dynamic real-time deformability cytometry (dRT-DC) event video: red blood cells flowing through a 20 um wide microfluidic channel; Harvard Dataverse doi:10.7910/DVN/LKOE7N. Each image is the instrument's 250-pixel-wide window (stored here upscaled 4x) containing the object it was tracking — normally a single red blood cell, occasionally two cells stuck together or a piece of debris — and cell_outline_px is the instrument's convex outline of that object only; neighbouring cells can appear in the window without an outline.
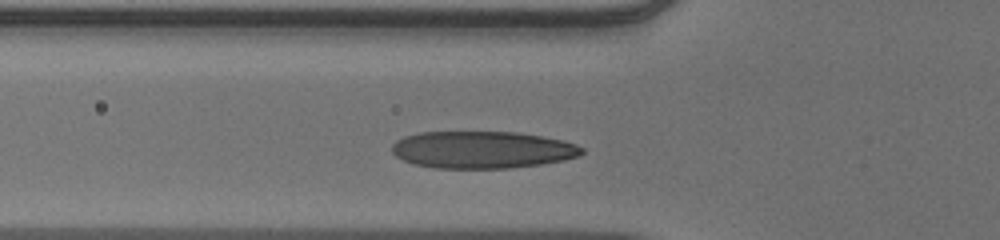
{"species": "human", "species_latin": "Homo sapiens", "temperature_condition": "warm", "stored_images_in_passage": 26, "camera_frame_rate_fps": 3000, "um_per_image_px": 0.085, "donor": {"sex": "male"}, "frame": {"image": 1, "passage_image": 2, "time_ms": 0.333, "image_size_px": [1000, 240], "cell_outline_px": [[584, 152], [580, 156], [564, 160], [540, 164], [512, 168], [432, 168], [416, 164], [404, 160], [396, 156], [392, 152], [392, 144], [396, 140], [404, 136], [420, 132], [516, 132], [544, 136], [564, 140], [576, 144], [584, 148]], "centroid_in_image_um": [41.02, 12.72], "position_along_channel_um": 84.8, "area_um2": 41.38}}
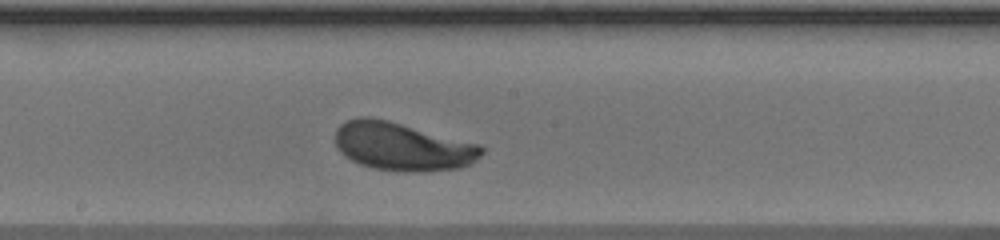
{"frame": {"image": 2, "passage_image": 12, "time_ms": 3.667, "image_size_px": [1000, 240], "cell_outline_px": [[484, 152], [472, 164], [460, 168], [424, 172], [404, 172], [376, 168], [360, 164], [352, 160], [340, 152], [336, 148], [336, 128], [340, 124], [348, 120], [360, 116], [368, 116], [388, 120], [480, 144], [484, 148]], "centroid_in_image_um": [34.22, 12.45], "position_along_channel_um": 214.0, "area_um2": 41.33}}
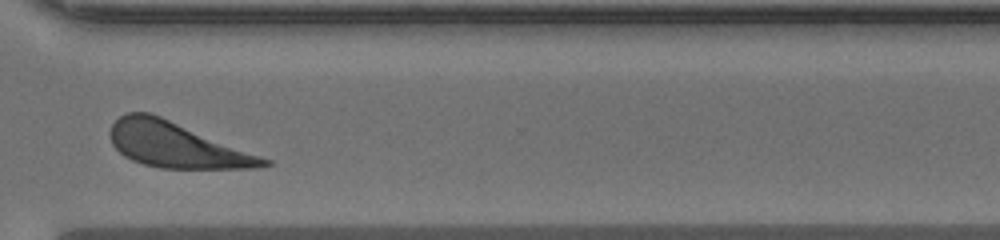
{"frame": {"image": 3, "passage_image": 23, "time_ms": 7.333, "image_size_px": [1000, 240], "cell_outline_px": [[272, 164], [256, 168], [160, 168], [144, 164], [132, 160], [124, 156], [112, 144], [108, 132], [112, 124], [120, 116], [128, 112], [148, 112], [160, 116], [272, 160]], "centroid_in_image_um": [14.97, 12.32], "position_along_channel_um": 355.6, "area_um2": 40.11}, "authors_computed_cell_mechanics": {"area_um2": 39.593, "velocity_mm_per_s": 3.8645, "shape_relaxation_time_tau1_ms": 2.4854, "shape_relaxation_time_tau2_ms": null, "deformation_change_tau1": 0.1597, "deformation_change_tau2": null}}